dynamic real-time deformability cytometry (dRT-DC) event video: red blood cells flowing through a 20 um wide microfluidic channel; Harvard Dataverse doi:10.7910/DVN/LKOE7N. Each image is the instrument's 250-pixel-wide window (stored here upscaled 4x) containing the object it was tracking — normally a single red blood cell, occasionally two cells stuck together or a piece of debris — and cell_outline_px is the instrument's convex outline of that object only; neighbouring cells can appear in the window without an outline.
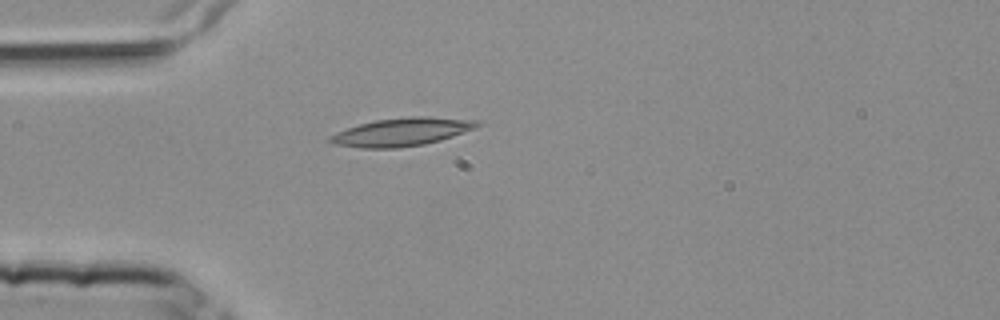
{"species": "common noctule bat (a hibernating species)", "species_latin": "Nyctalus noctula", "temperature_condition": "room temperature", "stored_images_in_passage": 3, "camera_frame_rate_fps": 3000, "um_per_image_px": 0.085, "animal": {"sex": "female", "body_mass_g": 25.1}, "frame": {"image": 1, "passage_image": 3, "time_ms": 0.667, "image_size_px": [1000, 320], "cell_outline_px": [[484, 124], [476, 128], [440, 140], [424, 144], [396, 148], [360, 148], [332, 144], [328, 140], [328, 136], [336, 132], [360, 124], [376, 120], [408, 116], [428, 116], [476, 120]], "centroid_in_image_um": [34.15, 11.21], "position_along_channel_um": 50.9, "area_um2": 24.16}}